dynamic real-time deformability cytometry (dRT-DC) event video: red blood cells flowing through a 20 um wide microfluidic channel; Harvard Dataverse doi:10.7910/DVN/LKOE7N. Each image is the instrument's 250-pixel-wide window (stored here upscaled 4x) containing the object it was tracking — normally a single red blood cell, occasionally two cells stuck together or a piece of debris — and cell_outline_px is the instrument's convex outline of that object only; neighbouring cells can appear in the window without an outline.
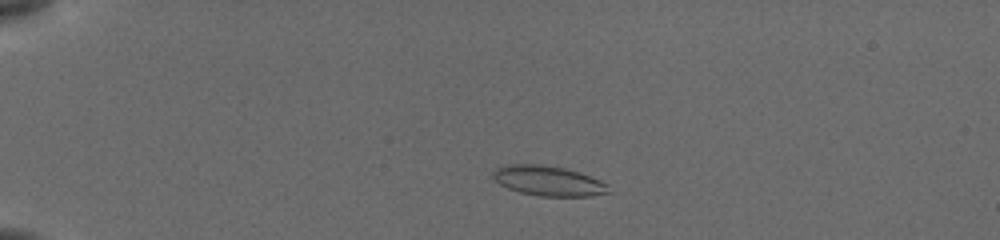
{"species": "common noctule bat (a hibernating species)", "species_latin": "Nyctalus noctula", "temperature_condition": "cold", "stored_images_in_passage": 49, "camera_frame_rate_fps": 3000, "um_per_image_px": 0.085, "animal": {"sex": "female", "body_mass_g": 19.5, "forearm_length_mm": 54.1}, "frame": {"image": 1, "passage_image": 8, "time_ms": 2.333, "image_size_px": [1000, 240], "cell_outline_px": [[616, 192], [592, 196], [540, 196], [520, 192], [508, 188], [500, 184], [492, 176], [492, 172], [496, 168], [508, 164], [544, 164], [564, 168], [580, 172], [600, 180], [608, 184]], "centroid_in_image_um": [46.68, 15.37], "position_along_channel_um": 38.3, "area_um2": 20.52}}
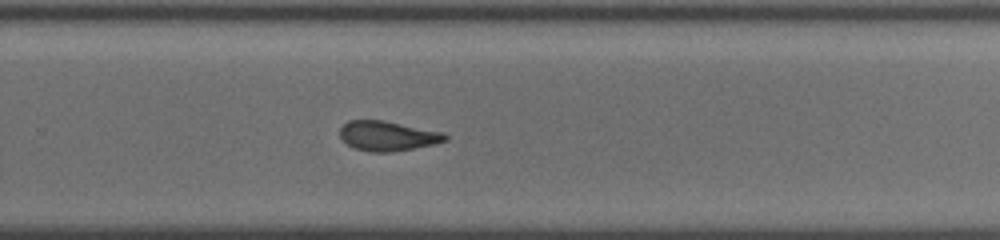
{"frame": {"image": 2, "passage_image": 33, "time_ms": 10.667, "image_size_px": [1000, 240], "cell_outline_px": [[448, 140], [436, 144], [392, 152], [368, 152], [352, 148], [340, 136], [340, 128], [348, 120], [384, 120], [444, 132], [448, 136]], "centroid_in_image_um": [32.97, 11.56], "position_along_channel_um": 296.8, "area_um2": 18.5}}
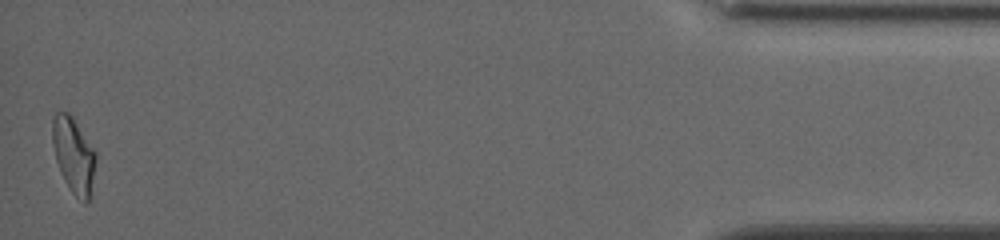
{"frame": {"image": 3, "passage_image": 49, "time_ms": 16.0, "image_size_px": [1000, 240], "cell_outline_px": [[96, 160], [88, 200], [84, 204], [72, 192], [64, 180], [60, 172], [56, 160], [52, 140], [52, 120], [56, 112], [68, 112], [72, 116], [96, 152]], "centroid_in_image_um": [6.24, 13.16], "position_along_channel_um": 429.0, "area_um2": 18.79}, "authors_computed_cell_mechanics": {"area_um2": 19.1318, "velocity_mm_per_s": 3.8665, "shape_relaxation_time_tau1_ms": null, "shape_relaxation_time_tau2_ms": 3.2658, "deformation_change_tau1": null, "deformation_change_tau2": 0.0983}}